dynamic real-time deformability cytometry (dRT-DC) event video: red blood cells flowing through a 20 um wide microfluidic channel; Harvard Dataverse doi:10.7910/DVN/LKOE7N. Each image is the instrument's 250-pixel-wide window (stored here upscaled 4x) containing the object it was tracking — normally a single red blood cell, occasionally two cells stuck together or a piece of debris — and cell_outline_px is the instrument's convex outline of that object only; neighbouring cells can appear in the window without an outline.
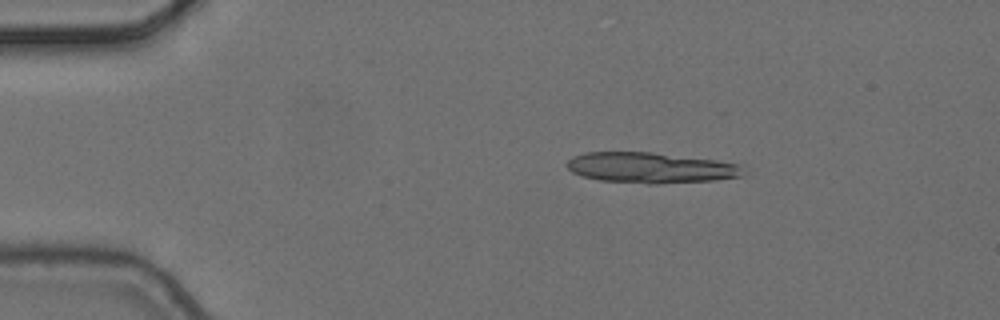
{"species": "common noctule bat (a hibernating species)", "species_latin": "Nyctalus noctula", "temperature_condition": "cold", "stored_images_in_passage": 2, "camera_frame_rate_fps": 3000, "um_per_image_px": 0.085, "animal": {"sex": "female", "body_mass_g": 24.6, "forearm_length_mm": 56.2}, "frame": {"image": 1, "passage_image": 1, "time_ms": 0.0, "image_size_px": [1000, 320], "cell_outline_px": [[744, 176], [712, 180], [656, 184], [648, 184], [600, 180], [584, 176], [572, 172], [564, 164], [572, 156], [584, 152], [652, 152], [716, 160], [740, 164]], "centroid_in_image_um": [55.27, 14.25], "position_along_channel_um": 29.7, "area_um2": 31.5}}